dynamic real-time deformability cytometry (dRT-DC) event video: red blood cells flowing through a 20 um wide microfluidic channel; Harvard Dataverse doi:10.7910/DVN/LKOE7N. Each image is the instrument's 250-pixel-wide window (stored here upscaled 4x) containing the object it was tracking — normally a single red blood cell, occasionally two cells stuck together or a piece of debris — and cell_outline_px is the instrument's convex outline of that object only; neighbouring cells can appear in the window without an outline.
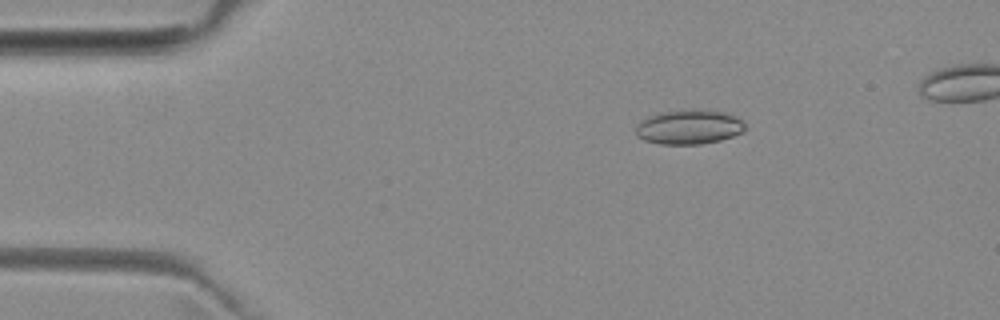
{"species": "common noctule bat (a hibernating species)", "species_latin": "Nyctalus noctula", "temperature_condition": "room temperature", "stored_images_in_passage": 4, "camera_frame_rate_fps": 3000, "um_per_image_px": 0.085, "animal": {"sex": "female", "body_mass_g": 29.2, "forearm_length_mm": 56.3}, "frame": {"image": 1, "passage_image": 1, "time_ms": 0.0, "image_size_px": [1000, 320], "cell_outline_px": [[744, 132], [720, 140], [700, 144], [660, 144], [644, 140], [636, 136], [636, 124], [648, 116], [660, 112], [692, 108], [724, 112], [740, 120], [744, 124]], "centroid_in_image_um": [58.52, 10.79], "position_along_channel_um": 26.5, "area_um2": 22.02}}
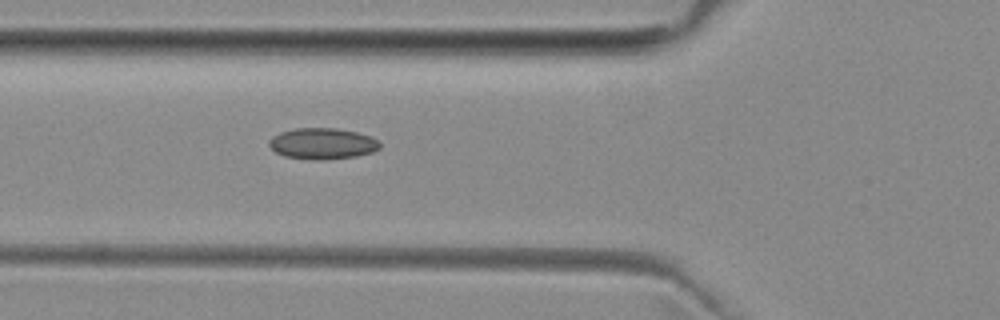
{"frame": {"image": 2, "passage_image": 4, "time_ms": 3.333, "image_size_px": [1000, 320], "cell_outline_px": [[380, 148], [372, 152], [356, 156], [312, 160], [284, 156], [276, 152], [268, 144], [268, 140], [272, 136], [280, 132], [292, 128], [336, 128], [356, 132], [372, 136], [380, 144]], "centroid_in_image_um": [27.38, 12.19], "position_along_channel_um": 98.4, "area_um2": 20.06}}